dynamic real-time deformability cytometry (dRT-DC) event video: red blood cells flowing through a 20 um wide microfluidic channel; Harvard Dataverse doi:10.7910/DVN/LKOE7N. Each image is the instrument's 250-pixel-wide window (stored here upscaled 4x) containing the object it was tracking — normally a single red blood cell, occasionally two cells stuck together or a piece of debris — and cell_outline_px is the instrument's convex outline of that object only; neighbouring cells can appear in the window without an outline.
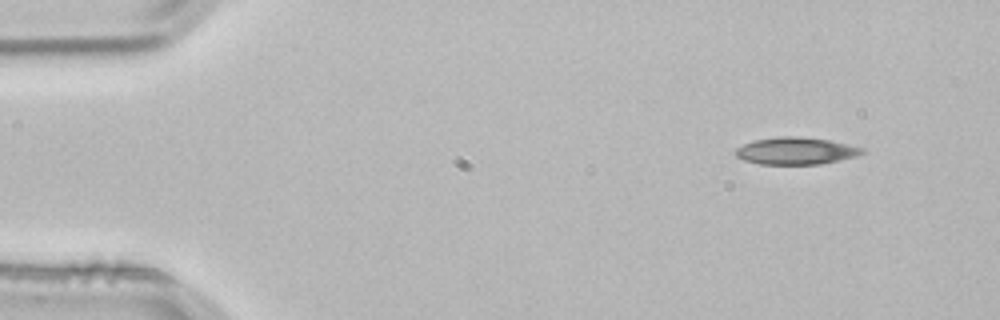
{"species": "common noctule bat (a hibernating species)", "species_latin": "Nyctalus noctula", "temperature_condition": "room temperature", "stored_images_in_passage": 3, "camera_frame_rate_fps": 3000, "um_per_image_px": 0.085, "animal": {"sex": "male", "body_mass_g": 21.5, "forearm_length_mm": 52.0}, "frame": {"image": 1, "passage_image": 1, "time_ms": 0.0, "image_size_px": [1000, 320], "cell_outline_px": [[864, 152], [856, 156], [820, 164], [760, 164], [744, 160], [736, 156], [736, 148], [752, 140], [780, 136], [796, 136], [828, 140], [864, 148]], "centroid_in_image_um": [67.62, 12.82], "position_along_channel_um": 17.4, "area_um2": 19.83}}